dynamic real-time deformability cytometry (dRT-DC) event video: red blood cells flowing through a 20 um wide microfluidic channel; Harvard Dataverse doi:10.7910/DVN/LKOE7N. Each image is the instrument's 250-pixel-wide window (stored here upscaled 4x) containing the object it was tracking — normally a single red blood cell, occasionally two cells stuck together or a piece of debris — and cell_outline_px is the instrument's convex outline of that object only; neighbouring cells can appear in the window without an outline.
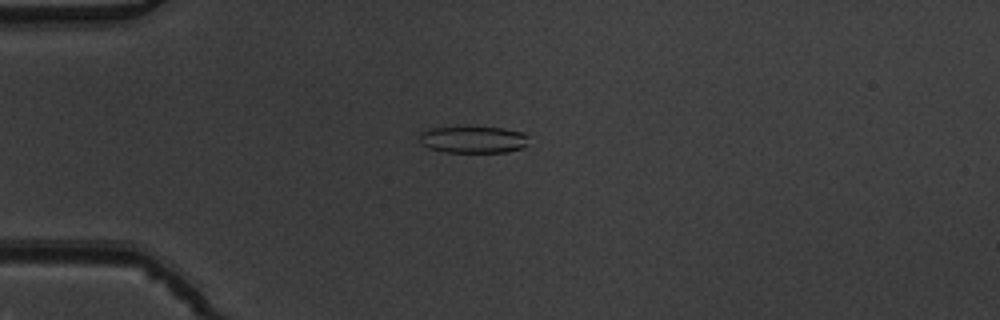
{"species": "common noctule bat (a hibernating species)", "species_latin": "Nyctalus noctula", "temperature_condition": "warm", "stored_images_in_passage": 47, "camera_frame_rate_fps": 3000, "um_per_image_px": 0.085, "animal": {"sex": "male", "body_mass_g": 19.5, "forearm_length_mm": 54.6}, "frame": {"image": 1, "passage_image": 8, "time_ms": 2.333, "image_size_px": [1000, 320], "cell_outline_px": [[528, 136], [524, 148], [508, 152], [444, 152], [428, 148], [420, 144], [420, 132], [432, 128], [504, 128], [524, 132]], "centroid_in_image_um": [40.23, 11.88], "position_along_channel_um": 44.8, "area_um2": 16.99}}
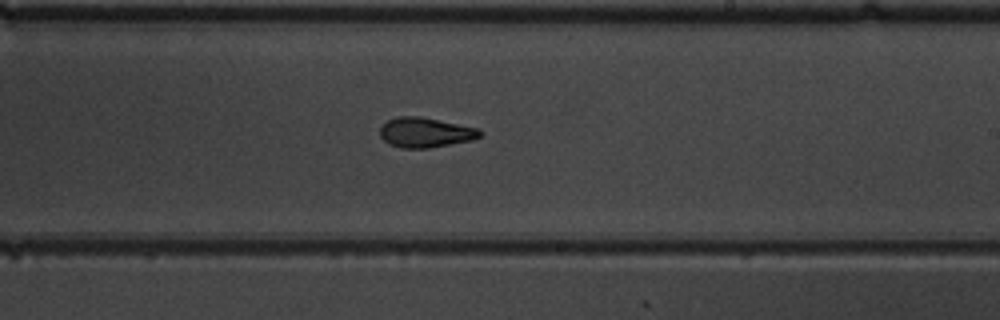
{"frame": {"image": 2, "passage_image": 26, "time_ms": 8.333, "image_size_px": [1000, 320], "cell_outline_px": [[484, 132], [480, 136], [472, 140], [428, 148], [400, 148], [388, 144], [380, 136], [380, 124], [396, 116], [420, 116], [476, 128]], "centroid_in_image_um": [36.1, 11.26], "position_along_channel_um": 252.9, "area_um2": 17.46}}
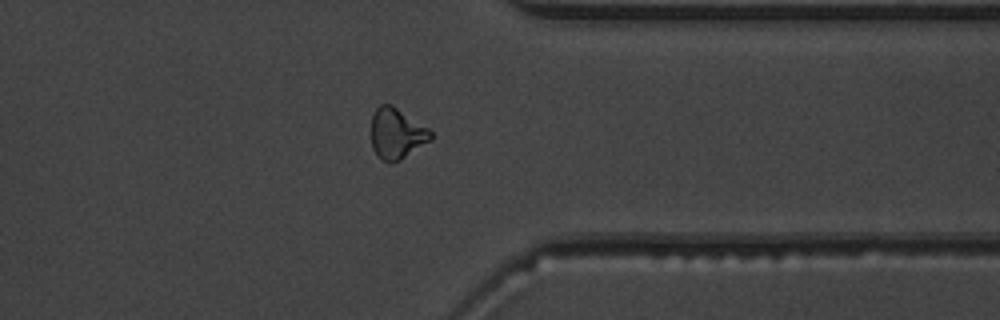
{"frame": {"image": 3, "passage_image": 36, "time_ms": 11.667, "image_size_px": [1000, 320], "cell_outline_px": [[432, 140], [400, 160], [392, 164], [380, 160], [376, 156], [372, 148], [372, 116], [376, 108], [380, 104], [392, 104], [428, 128], [432, 132]], "centroid_in_image_um": [33.71, 11.38], "position_along_channel_um": 377.7, "area_um2": 17.8}, "authors_computed_cell_mechanics": {"area_um2": 17.8024, "velocity_mm_per_s": 3.8671, "shape_relaxation_time_tau1_ms": 3.989, "shape_relaxation_time_tau2_ms": 2.6479, "deformation_change_tau1": 0.147, "deformation_change_tau2": 0.1028}}